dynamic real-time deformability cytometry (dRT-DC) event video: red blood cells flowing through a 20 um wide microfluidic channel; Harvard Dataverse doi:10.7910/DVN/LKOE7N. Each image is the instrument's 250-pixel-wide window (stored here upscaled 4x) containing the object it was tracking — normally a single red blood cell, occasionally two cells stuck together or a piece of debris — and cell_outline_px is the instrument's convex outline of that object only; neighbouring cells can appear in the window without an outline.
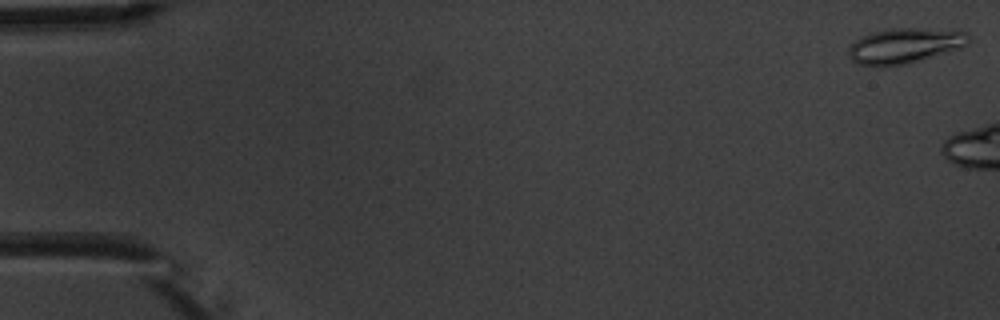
{"species": "common noctule bat (a hibernating species)", "species_latin": "Nyctalus noctula", "temperature_condition": "warm", "stored_images_in_passage": 3, "camera_frame_rate_fps": 3000, "um_per_image_px": 0.085, "animal": {"sex": "male", "body_mass_g": 20.1, "forearm_length_mm": 53.5}, "frame": {"image": 1, "passage_image": 1, "time_ms": 0.0, "image_size_px": [1000, 320], "cell_outline_px": [[972, 40], [964, 48], [908, 64], [880, 68], [856, 64], [848, 56], [848, 48], [856, 40], [872, 32], [892, 28], [920, 28], [968, 32], [972, 36]], "centroid_in_image_um": [76.94, 3.92], "position_along_channel_um": 8.1, "area_um2": 25.37}}